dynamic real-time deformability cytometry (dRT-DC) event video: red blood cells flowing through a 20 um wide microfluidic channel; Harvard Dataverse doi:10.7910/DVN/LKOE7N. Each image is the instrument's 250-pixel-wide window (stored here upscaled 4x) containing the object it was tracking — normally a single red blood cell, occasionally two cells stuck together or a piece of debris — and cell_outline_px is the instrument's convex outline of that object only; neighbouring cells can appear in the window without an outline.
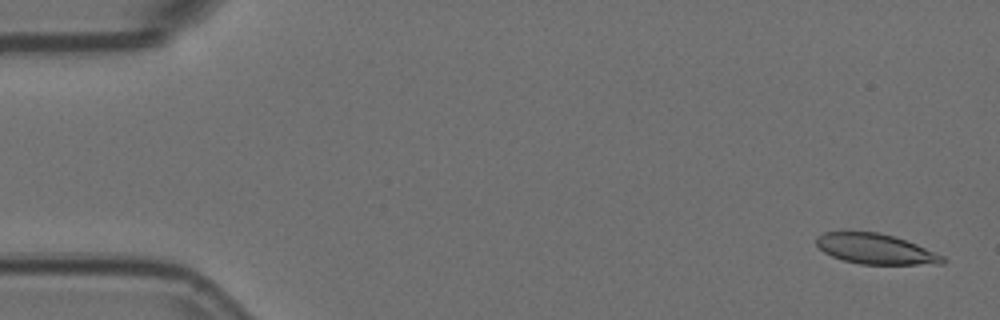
{"species": "Egyptian fruit bat (a non-hibernating species)", "species_latin": "Rousettus aegyptiacus", "temperature_condition": "room temperature", "stored_images_in_passage": 5, "camera_frame_rate_fps": 3000, "um_per_image_px": 0.085, "animal": {"sex": "female"}, "frame": {"image": 1, "passage_image": 1, "time_ms": 0.0, "image_size_px": [1000, 320], "cell_outline_px": [[948, 260], [944, 264], [860, 264], [844, 260], [832, 256], [824, 252], [816, 244], [816, 236], [824, 232], [876, 232], [892, 236], [916, 244], [944, 256]], "centroid_in_image_um": [74.43, 21.17], "position_along_channel_um": 10.6, "area_um2": 22.08}}
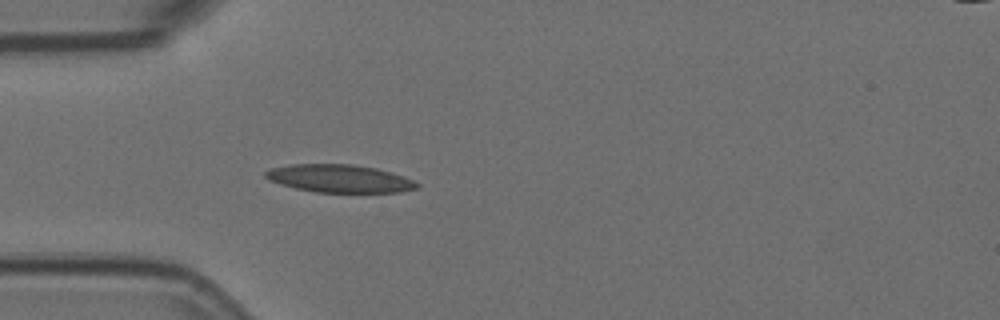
{"frame": {"image": 2, "passage_image": 5, "time_ms": 1.333, "image_size_px": [1000, 320], "cell_outline_px": [[420, 188], [400, 192], [316, 192], [296, 188], [280, 184], [268, 180], [264, 176], [264, 172], [272, 168], [292, 164], [352, 164], [376, 168], [392, 172], [404, 176], [420, 184]], "centroid_in_image_um": [28.88, 15.17], "position_along_channel_um": 56.1, "area_um2": 24.62}}